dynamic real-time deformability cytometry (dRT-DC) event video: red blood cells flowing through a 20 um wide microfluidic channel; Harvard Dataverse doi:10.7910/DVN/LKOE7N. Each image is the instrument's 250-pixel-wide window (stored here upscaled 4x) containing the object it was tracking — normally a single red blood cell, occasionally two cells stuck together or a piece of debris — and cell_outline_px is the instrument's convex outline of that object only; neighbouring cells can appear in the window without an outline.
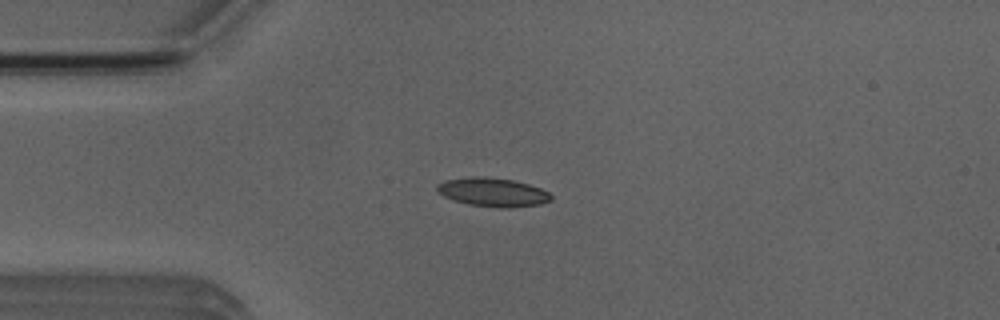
{"species": "Egyptian fruit bat (a non-hibernating species)", "species_latin": "Rousettus aegyptiacus", "temperature_condition": "room temperature", "stored_images_in_passage": 4, "camera_frame_rate_fps": 3000, "um_per_image_px": 0.085, "animal": {"sex": "male"}, "frame": {"image": 1, "passage_image": 3, "time_ms": 2.333, "image_size_px": [1000, 320], "cell_outline_px": [[552, 200], [540, 204], [508, 208], [496, 208], [468, 204], [452, 200], [436, 192], [436, 184], [444, 180], [472, 176], [484, 176], [512, 180], [528, 184], [540, 188], [548, 192], [552, 196]], "centroid_in_image_um": [41.84, 16.34], "position_along_channel_um": 43.2, "area_um2": 19.31}}